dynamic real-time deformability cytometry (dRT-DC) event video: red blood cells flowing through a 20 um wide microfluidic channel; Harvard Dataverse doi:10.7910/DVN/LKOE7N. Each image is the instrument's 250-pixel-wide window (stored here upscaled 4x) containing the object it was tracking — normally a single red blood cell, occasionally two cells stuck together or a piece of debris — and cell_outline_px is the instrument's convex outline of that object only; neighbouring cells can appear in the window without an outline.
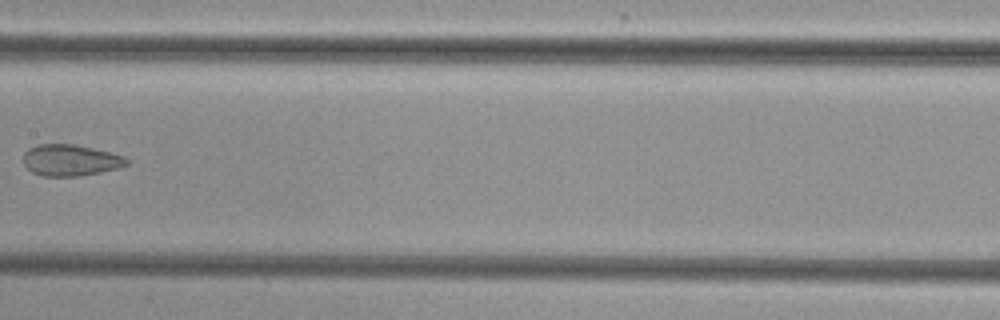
{"species": "common noctule bat (a hibernating species)", "species_latin": "Nyctalus noctula", "temperature_condition": "cold", "stored_images_in_passage": 8, "camera_frame_rate_fps": 3000, "um_per_image_px": 0.085, "animal": {"sex": "female", "body_mass_g": 29.2, "forearm_length_mm": 56.3}, "frame": {"image": 1, "passage_image": 7, "time_ms": 8.0, "image_size_px": [1000, 320], "cell_outline_px": [[128, 164], [120, 168], [80, 176], [44, 176], [32, 172], [24, 164], [24, 152], [28, 148], [36, 144], [72, 144], [92, 148], [124, 156], [128, 160]], "centroid_in_image_um": [5.98, 13.62], "position_along_channel_um": 201.4, "area_um2": 18.84}}
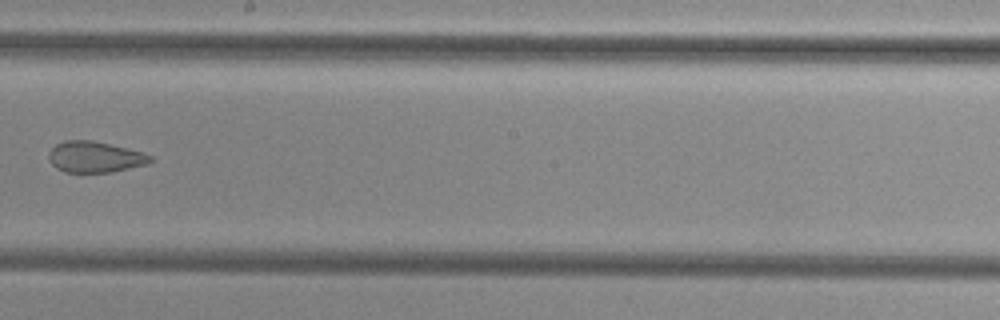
{"frame": {"image": 2, "passage_image": 8, "time_ms": 9.0, "image_size_px": [1000, 320], "cell_outline_px": [[156, 160], [148, 164], [112, 172], [64, 172], [56, 168], [48, 160], [48, 152], [56, 144], [64, 140], [92, 140], [128, 148], [152, 156]], "centroid_in_image_um": [8.07, 13.34], "position_along_channel_um": 240.1, "area_um2": 18.55}}